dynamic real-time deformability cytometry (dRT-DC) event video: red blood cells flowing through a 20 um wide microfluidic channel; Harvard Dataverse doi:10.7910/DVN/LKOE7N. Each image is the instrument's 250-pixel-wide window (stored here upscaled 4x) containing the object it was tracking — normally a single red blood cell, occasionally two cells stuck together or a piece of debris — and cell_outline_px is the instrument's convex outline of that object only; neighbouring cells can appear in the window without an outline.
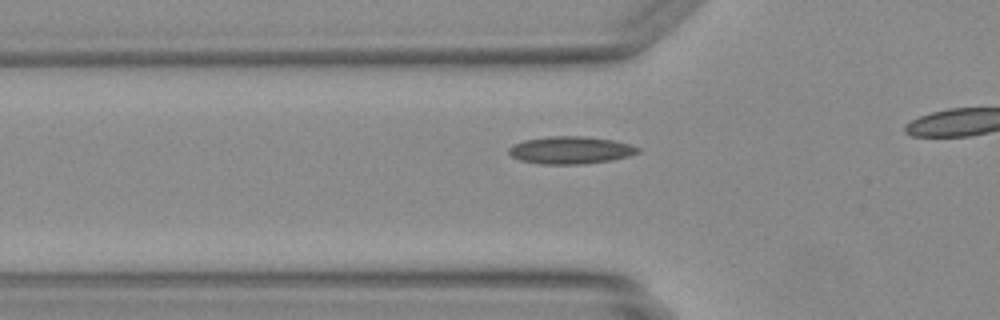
{"species": "Egyptian fruit bat (a non-hibernating species)", "species_latin": "Rousettus aegyptiacus", "temperature_condition": "warm", "stored_images_in_passage": 13, "camera_frame_rate_fps": 3000, "um_per_image_px": 0.085, "animal": {"sex": "female"}, "frame": {"image": 1, "passage_image": 8, "time_ms": 2.333, "image_size_px": [1000, 320], "cell_outline_px": [[640, 152], [628, 156], [612, 160], [584, 164], [540, 164], [520, 160], [512, 156], [508, 152], [508, 148], [512, 144], [524, 140], [548, 136], [584, 136], [612, 140], [628, 144], [640, 148]], "centroid_in_image_um": [48.47, 12.76], "position_along_channel_um": 77.3, "area_um2": 20.69}}